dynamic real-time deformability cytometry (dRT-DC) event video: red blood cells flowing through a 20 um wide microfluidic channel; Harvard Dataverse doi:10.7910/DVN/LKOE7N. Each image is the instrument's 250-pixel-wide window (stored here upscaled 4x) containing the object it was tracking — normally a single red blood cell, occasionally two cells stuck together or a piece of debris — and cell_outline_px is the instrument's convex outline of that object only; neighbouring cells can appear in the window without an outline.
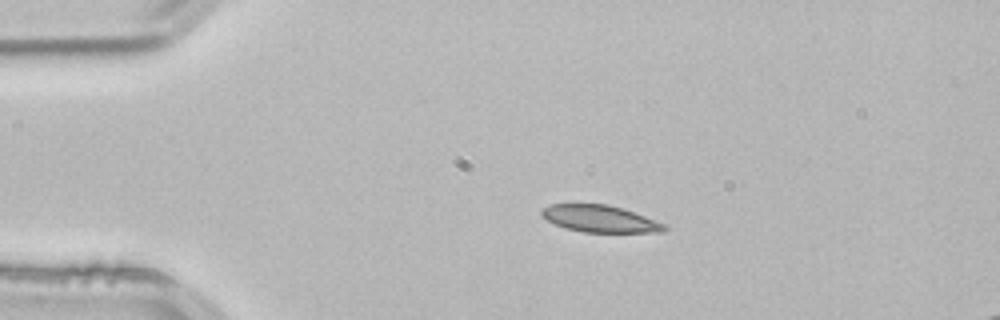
{"species": "common noctule bat (a hibernating species)", "species_latin": "Nyctalus noctula", "temperature_condition": "room temperature", "stored_images_in_passage": 4, "camera_frame_rate_fps": 3000, "um_per_image_px": 0.085, "animal": {"sex": "male", "body_mass_g": 21.5, "forearm_length_mm": 52.0}, "frame": {"image": 1, "passage_image": 2, "time_ms": 0.333, "image_size_px": [1000, 320], "cell_outline_px": [[668, 228], [664, 232], [584, 232], [564, 228], [548, 220], [540, 212], [540, 208], [548, 204], [608, 204], [624, 208], [668, 224]], "centroid_in_image_um": [51.05, 18.59], "position_along_channel_um": 34.0, "area_um2": 19.54}}